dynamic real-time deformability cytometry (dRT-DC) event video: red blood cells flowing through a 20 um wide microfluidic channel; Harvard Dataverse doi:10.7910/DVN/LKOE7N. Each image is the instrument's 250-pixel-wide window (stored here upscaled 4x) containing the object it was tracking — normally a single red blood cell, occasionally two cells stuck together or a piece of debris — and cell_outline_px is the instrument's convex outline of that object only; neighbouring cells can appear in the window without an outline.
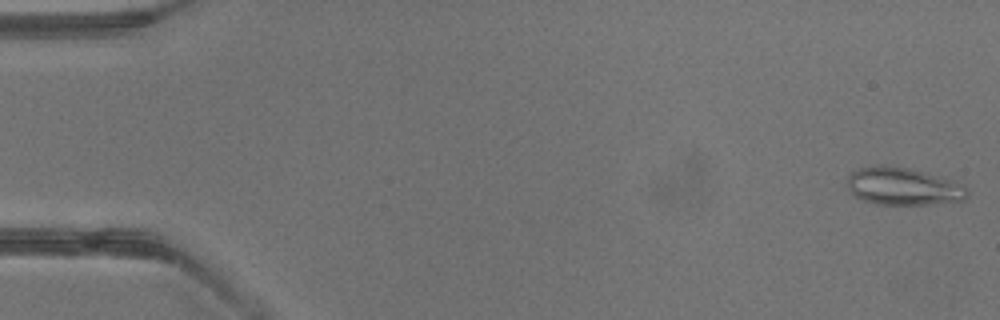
{"species": "common noctule bat (a hibernating species)", "species_latin": "Nyctalus noctula", "temperature_condition": "warm", "stored_images_in_passage": 41, "camera_frame_rate_fps": 3000, "um_per_image_px": 0.085, "animal": {"sex": "male", "body_mass_g": 13.3}, "frame": {"image": 1, "passage_image": 1, "time_ms": 0.0, "image_size_px": [1000, 320], "cell_outline_px": [[968, 192], [964, 200], [928, 204], [876, 204], [864, 200], [856, 196], [848, 188], [848, 176], [852, 172], [860, 168], [876, 164], [904, 168], [920, 172], [964, 184], [968, 188]], "centroid_in_image_um": [76.75, 15.85], "position_along_channel_um": 8.2, "area_um2": 25.66}}
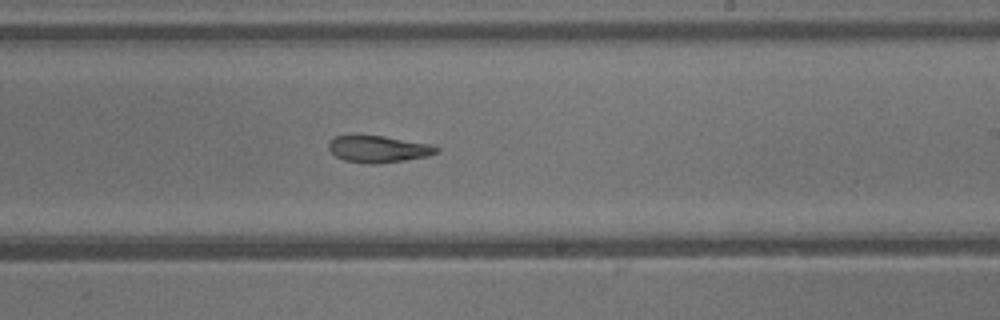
{"frame": {"image": 2, "passage_image": 24, "time_ms": 7.667, "image_size_px": [1000, 320], "cell_outline_px": [[440, 148], [436, 152], [428, 156], [380, 164], [368, 164], [344, 160], [336, 156], [328, 148], [328, 144], [336, 136], [352, 132], [356, 132], [384, 136], [428, 144]], "centroid_in_image_um": [32.08, 12.63], "position_along_channel_um": 256.9, "area_um2": 17.28}}
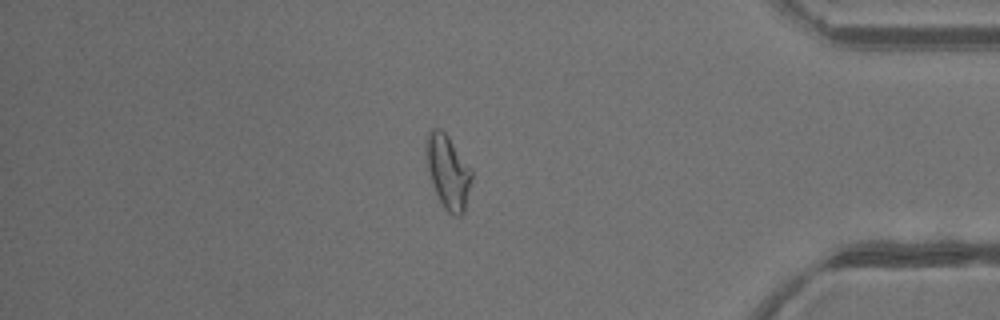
{"frame": {"image": 3, "passage_image": 34, "time_ms": 11.0, "image_size_px": [1000, 320], "cell_outline_px": [[472, 180], [464, 212], [460, 216], [456, 216], [448, 212], [444, 208], [436, 192], [428, 168], [428, 132], [432, 128], [440, 128], [448, 136], [472, 168]], "centroid_in_image_um": [38.14, 14.62], "position_along_channel_um": 397.1, "area_um2": 19.02}}